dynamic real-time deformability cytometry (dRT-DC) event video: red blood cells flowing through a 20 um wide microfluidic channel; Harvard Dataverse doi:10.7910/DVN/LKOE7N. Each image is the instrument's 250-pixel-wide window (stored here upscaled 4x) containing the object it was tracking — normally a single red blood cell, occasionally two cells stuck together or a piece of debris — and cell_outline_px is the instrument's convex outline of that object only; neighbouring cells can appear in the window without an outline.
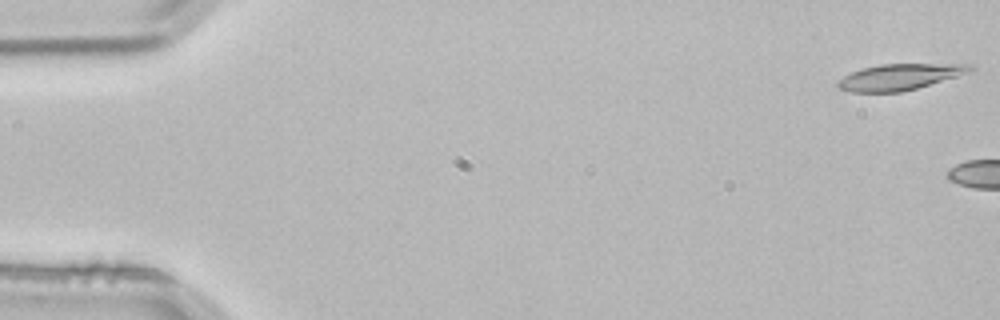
{"species": "common noctule bat (a hibernating species)", "species_latin": "Nyctalus noctula", "temperature_condition": "room temperature", "stored_images_in_passage": 5, "camera_frame_rate_fps": 3000, "um_per_image_px": 0.085, "animal": {"sex": "male", "body_mass_g": 21.5, "forearm_length_mm": 52.0}, "frame": {"image": 1, "passage_image": 1, "time_ms": 0.0, "image_size_px": [1000, 320], "cell_outline_px": [[976, 68], [972, 72], [916, 88], [900, 92], [852, 92], [840, 88], [836, 84], [836, 80], [852, 72], [864, 68], [880, 64], [972, 64]], "centroid_in_image_um": [76.5, 6.53], "position_along_channel_um": 8.5, "area_um2": 20.06}}
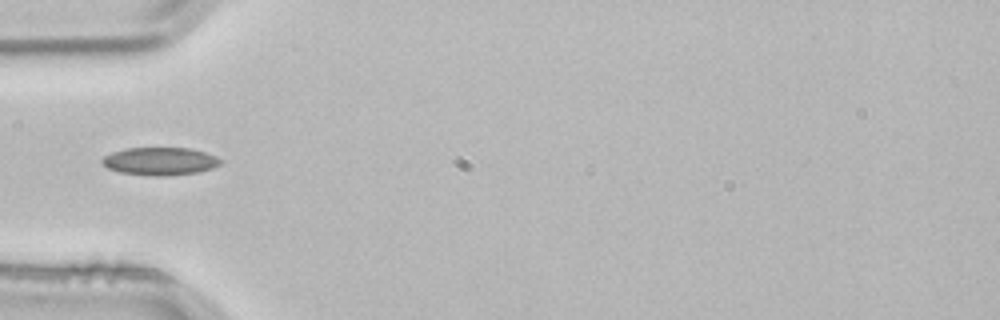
{"frame": {"image": 2, "passage_image": 5, "time_ms": 1.333, "image_size_px": [1000, 320], "cell_outline_px": [[224, 160], [220, 164], [212, 168], [196, 172], [164, 176], [152, 176], [120, 172], [108, 168], [100, 160], [104, 156], [112, 152], [124, 148], [192, 148], [216, 156]], "centroid_in_image_um": [13.61, 13.7], "position_along_channel_um": 71.4, "area_um2": 19.19}}